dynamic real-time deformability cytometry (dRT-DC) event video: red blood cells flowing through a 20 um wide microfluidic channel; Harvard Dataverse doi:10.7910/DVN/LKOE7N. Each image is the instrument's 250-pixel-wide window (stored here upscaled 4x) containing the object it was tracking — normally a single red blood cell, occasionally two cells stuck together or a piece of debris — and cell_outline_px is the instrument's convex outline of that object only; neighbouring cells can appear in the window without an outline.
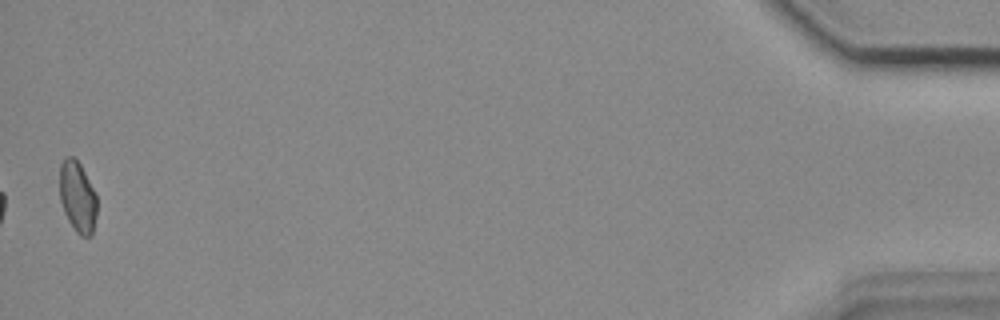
{"species": "common noctule bat (a hibernating species)", "species_latin": "Nyctalus noctula", "temperature_condition": "cold", "stored_images_in_passage": 38, "camera_frame_rate_fps": 3000, "um_per_image_px": 0.085, "animal": {"sex": "female", "body_mass_g": 18.4}, "frame": {"image": 1, "passage_image": 38, "time_ms": 12.333, "image_size_px": [1000, 320], "cell_outline_px": [[96, 216], [92, 236], [80, 236], [76, 232], [68, 220], [64, 212], [60, 200], [60, 164], [64, 156], [72, 156], [80, 164], [96, 196]], "centroid_in_image_um": [6.57, 16.74], "position_along_channel_um": 428.6, "area_um2": 15.32}}